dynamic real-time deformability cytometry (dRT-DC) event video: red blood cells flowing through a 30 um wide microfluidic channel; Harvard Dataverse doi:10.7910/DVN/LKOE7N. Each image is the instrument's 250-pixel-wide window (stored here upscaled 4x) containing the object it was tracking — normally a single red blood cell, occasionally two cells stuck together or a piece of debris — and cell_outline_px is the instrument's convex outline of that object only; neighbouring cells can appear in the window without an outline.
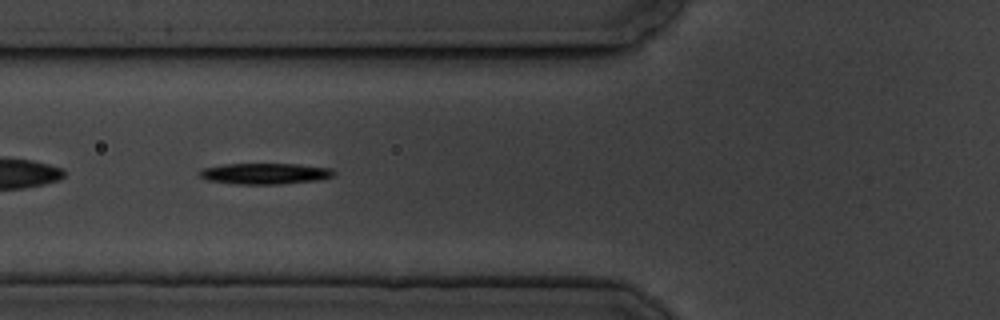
{"species": "common noctule bat (a hibernating species)", "species_latin": "Nyctalus noctula", "temperature_condition": "cold", "stored_images_in_passage": 8, "camera_frame_rate_fps": 3000, "um_per_image_px": 0.085, "animal": {"sex": "male", "body_mass_g": 19.5, "forearm_length_mm": 54.6}, "frame": {"image": 1, "passage_image": 7, "time_ms": 7.0, "image_size_px": [1000, 320], "cell_outline_px": [[336, 172], [332, 176], [320, 180], [280, 184], [236, 184], [208, 180], [200, 176], [200, 172], [204, 168], [224, 164], [296, 164], [332, 168]], "centroid_in_image_um": [22.57, 14.76], "position_along_channel_um": 103.2, "area_um2": 16.36}}